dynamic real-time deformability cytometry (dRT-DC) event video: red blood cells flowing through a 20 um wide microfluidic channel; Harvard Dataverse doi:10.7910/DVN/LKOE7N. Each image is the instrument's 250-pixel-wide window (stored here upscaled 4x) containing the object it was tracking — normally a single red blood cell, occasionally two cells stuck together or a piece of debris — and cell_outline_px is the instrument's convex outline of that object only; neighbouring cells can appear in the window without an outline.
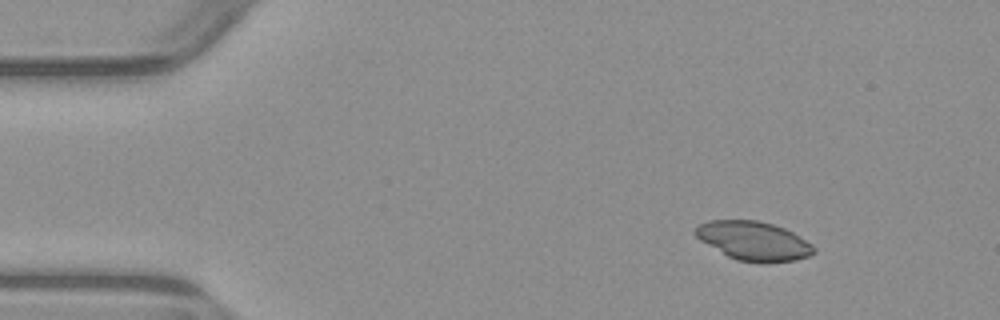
{"species": "common noctule bat (a hibernating species)", "species_latin": "Nyctalus noctula", "temperature_condition": "warm", "stored_images_in_passage": 3, "camera_frame_rate_fps": 3000, "um_per_image_px": 0.085, "animal": {"sex": "male", "body_mass_g": 23.1, "forearm_length_mm": 52.7}, "frame": {"image": 1, "passage_image": 1, "time_ms": 0.0, "image_size_px": [1000, 320], "cell_outline_px": [[816, 252], [808, 256], [796, 260], [764, 264], [760, 264], [736, 260], [728, 256], [700, 240], [692, 232], [700, 224], [708, 220], [756, 220], [772, 224], [784, 228], [792, 232], [812, 244], [816, 248]], "centroid_in_image_um": [64.07, 20.49], "position_along_channel_um": 20.9, "area_um2": 27.05}}